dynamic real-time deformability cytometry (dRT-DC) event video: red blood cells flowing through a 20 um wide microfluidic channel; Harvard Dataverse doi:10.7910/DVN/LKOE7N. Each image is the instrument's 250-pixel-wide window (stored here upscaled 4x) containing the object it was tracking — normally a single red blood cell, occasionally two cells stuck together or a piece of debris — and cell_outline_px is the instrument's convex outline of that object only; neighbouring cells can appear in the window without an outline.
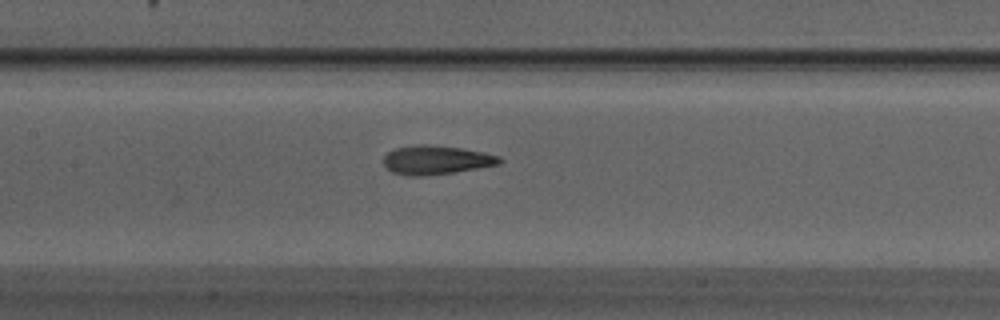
{"species": "Egyptian fruit bat (a non-hibernating species)", "species_latin": "Rousettus aegyptiacus", "temperature_condition": "warm", "stored_images_in_passage": 43, "camera_frame_rate_fps": 3000, "um_per_image_px": 0.085, "animal": {"sex": "male"}, "frame": {"image": 1, "passage_image": 23, "time_ms": 7.333, "image_size_px": [1000, 320], "cell_outline_px": [[504, 160], [500, 164], [452, 172], [424, 176], [408, 176], [392, 172], [384, 164], [384, 156], [388, 152], [396, 148], [416, 144], [428, 144], [460, 148], [484, 152], [500, 156]], "centroid_in_image_um": [37.08, 13.59], "position_along_channel_um": 170.3, "area_um2": 19.48}}
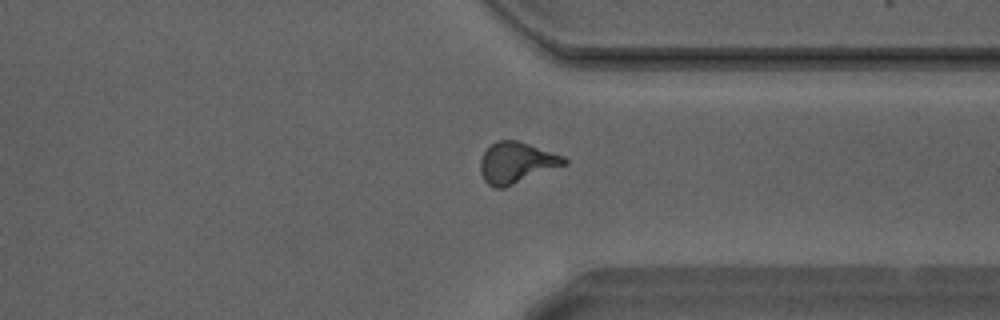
{"frame": {"image": 2, "passage_image": 37, "time_ms": 12.0, "image_size_px": [1000, 320], "cell_outline_px": [[568, 164], [504, 188], [492, 188], [484, 180], [480, 172], [480, 160], [484, 152], [496, 140], [516, 140], [564, 156], [568, 160]], "centroid_in_image_um": [43.89, 13.84], "position_along_channel_um": 367.5, "area_um2": 20.11}}
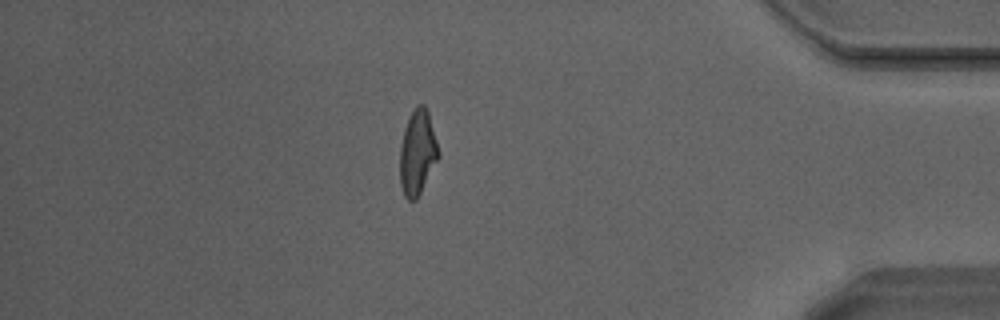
{"frame": {"image": 3, "passage_image": 42, "time_ms": 13.667, "image_size_px": [1000, 320], "cell_outline_px": [[440, 156], [416, 200], [408, 200], [404, 196], [400, 184], [400, 144], [404, 128], [408, 116], [416, 104], [424, 104], [428, 112], [440, 152]], "centroid_in_image_um": [35.48, 12.94], "position_along_channel_um": 399.7, "area_um2": 19.25}}